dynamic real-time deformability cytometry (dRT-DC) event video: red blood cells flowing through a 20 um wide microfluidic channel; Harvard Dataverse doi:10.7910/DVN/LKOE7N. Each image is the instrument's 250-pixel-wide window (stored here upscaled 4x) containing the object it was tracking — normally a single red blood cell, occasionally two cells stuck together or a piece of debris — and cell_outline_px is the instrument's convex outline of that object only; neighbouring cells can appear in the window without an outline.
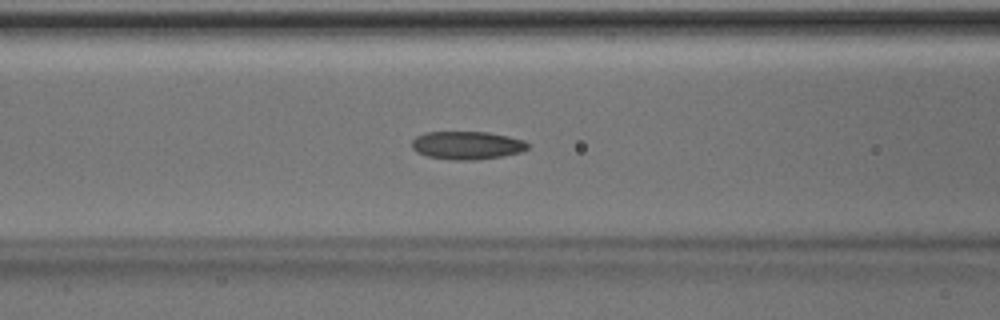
{"species": "Egyptian fruit bat (a non-hibernating species)", "species_latin": "Rousettus aegyptiacus", "temperature_condition": "room temperature", "stored_images_in_passage": 47, "camera_frame_rate_fps": 3000, "um_per_image_px": 0.085, "animal": {"sex": "male"}, "frame": {"image": 1, "passage_image": 21, "time_ms": 6.667, "image_size_px": [1000, 320], "cell_outline_px": [[532, 144], [528, 148], [520, 152], [500, 156], [476, 160], [456, 160], [428, 156], [416, 152], [412, 148], [412, 140], [416, 136], [428, 132], [488, 132], [508, 136], [524, 140]], "centroid_in_image_um": [39.71, 12.34], "position_along_channel_um": 126.9, "area_um2": 18.96}}
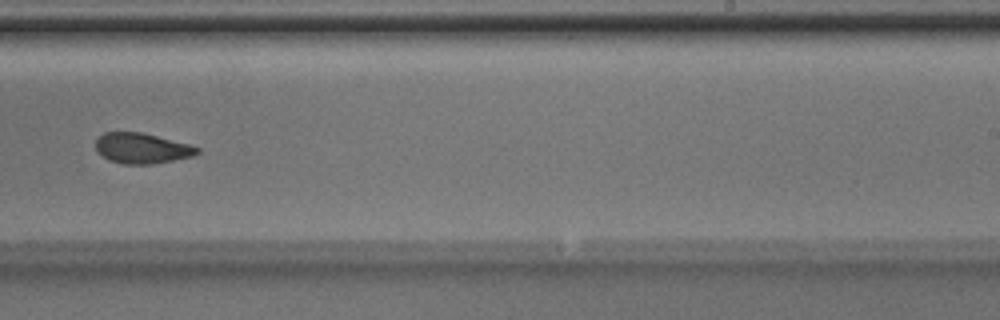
{"frame": {"image": 2, "passage_image": 32, "time_ms": 10.333, "image_size_px": [1000, 320], "cell_outline_px": [[200, 152], [192, 156], [152, 164], [124, 164], [108, 160], [96, 152], [96, 140], [104, 132], [140, 132], [188, 144], [200, 148]], "centroid_in_image_um": [12.02, 12.61], "position_along_channel_um": 277.0, "area_um2": 17.86}}
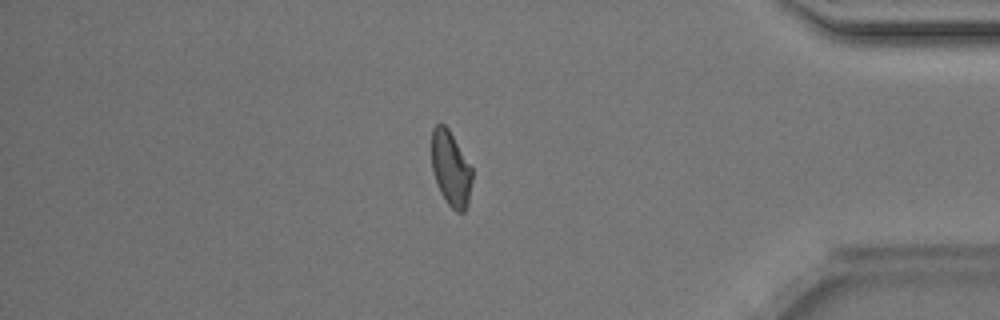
{"frame": {"image": 3, "passage_image": 43, "time_ms": 14.0, "image_size_px": [1000, 320], "cell_outline_px": [[472, 180], [468, 204], [464, 212], [456, 212], [448, 204], [440, 192], [436, 184], [432, 172], [432, 128], [436, 124], [444, 124], [448, 128], [472, 168]], "centroid_in_image_um": [38.31, 14.35], "position_along_channel_um": 396.9, "area_um2": 17.74}, "authors_computed_cell_mechanics": {"area_um2": 19.0162, "velocity_mm_per_s": 4.1042, "shape_relaxation_time_tau1_ms": 9.8584, "shape_relaxation_time_tau2_ms": 2.4023, "deformation_change_tau1": 0.2033, "deformation_change_tau2": 0.0868}}